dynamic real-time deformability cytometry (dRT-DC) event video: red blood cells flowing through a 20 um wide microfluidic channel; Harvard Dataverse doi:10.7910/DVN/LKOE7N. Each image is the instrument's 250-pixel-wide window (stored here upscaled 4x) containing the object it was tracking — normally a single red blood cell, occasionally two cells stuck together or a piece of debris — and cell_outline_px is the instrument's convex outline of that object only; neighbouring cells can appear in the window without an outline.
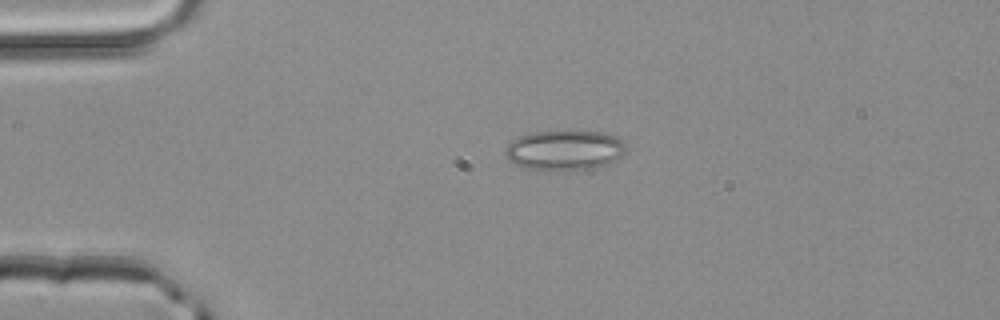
{"species": "common noctule bat (a hibernating species)", "species_latin": "Nyctalus noctula", "temperature_condition": "room temperature", "stored_images_in_passage": 2, "camera_frame_rate_fps": 3000, "um_per_image_px": 0.085, "animal": {"sex": "male", "body_mass_g": 20.4}, "frame": {"image": 1, "passage_image": 1, "time_ms": 0.0, "image_size_px": [1000, 320], "cell_outline_px": [[624, 152], [616, 160], [608, 164], [596, 168], [560, 172], [528, 168], [516, 164], [508, 160], [504, 152], [508, 144], [512, 140], [528, 132], [600, 132], [612, 136], [620, 140], [624, 144]], "centroid_in_image_um": [47.95, 12.8], "position_along_channel_um": 37.1, "area_um2": 28.09}}